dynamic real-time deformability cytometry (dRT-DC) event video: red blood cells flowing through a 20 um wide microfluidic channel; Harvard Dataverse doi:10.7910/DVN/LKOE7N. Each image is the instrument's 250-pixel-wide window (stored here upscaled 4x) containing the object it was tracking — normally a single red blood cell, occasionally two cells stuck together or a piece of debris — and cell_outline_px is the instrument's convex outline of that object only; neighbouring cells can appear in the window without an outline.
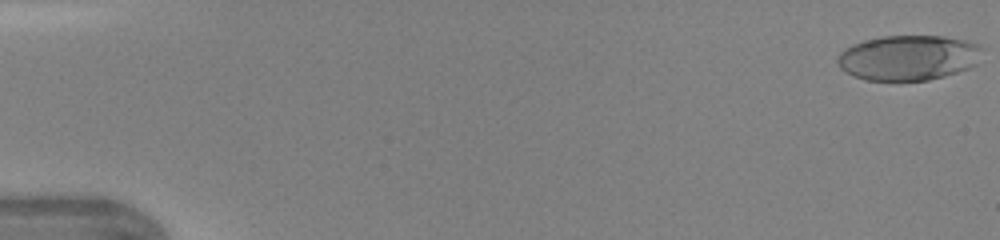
{"species": "human", "species_latin": "Homo sapiens", "temperature_condition": "warm", "stored_images_in_passage": 45, "camera_frame_rate_fps": 3000, "um_per_image_px": 0.085, "donor": {"sex": "female"}, "frame": {"image": 1, "passage_image": 1, "time_ms": 0.0, "image_size_px": [1000, 240], "cell_outline_px": [[984, 48], [976, 64], [968, 68], [944, 76], [928, 80], [864, 80], [840, 68], [836, 64], [836, 60], [840, 52], [844, 48], [852, 44], [864, 40], [880, 36], [944, 36], [964, 40], [976, 44]], "centroid_in_image_um": [77.19, 4.89], "position_along_channel_um": 7.8, "area_um2": 38.09}}
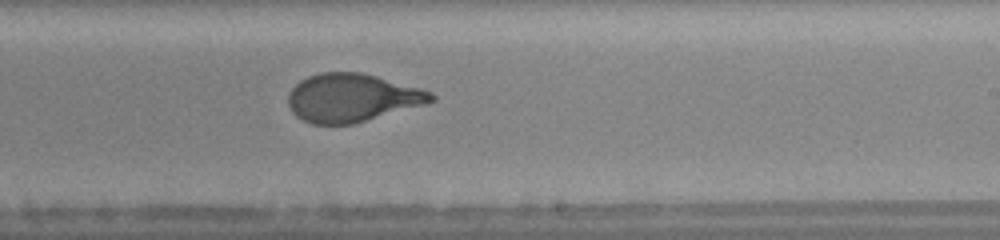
{"frame": {"image": 2, "passage_image": 28, "time_ms": 9.0, "image_size_px": [1000, 240], "cell_outline_px": [[436, 100], [428, 104], [352, 124], [312, 124], [296, 116], [292, 112], [288, 104], [288, 92], [300, 80], [308, 76], [320, 72], [360, 72], [376, 76], [420, 88], [432, 92], [436, 96]], "centroid_in_image_um": [29.94, 8.31], "position_along_channel_um": 259.1, "area_um2": 40.29}}
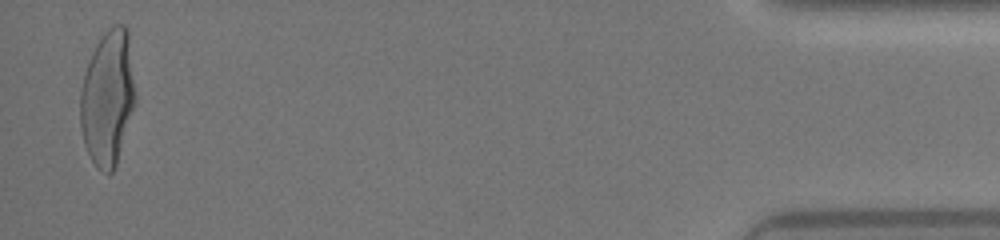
{"frame": {"image": 3, "passage_image": 44, "time_ms": 14.333, "image_size_px": [1000, 240], "cell_outline_px": [[136, 100], [116, 164], [112, 172], [108, 176], [96, 168], [84, 144], [80, 128], [80, 92], [84, 76], [92, 52], [96, 44], [104, 32], [112, 24], [124, 24], [128, 28], [136, 96]], "centroid_in_image_um": [9.16, 8.31], "position_along_channel_um": 426.0, "area_um2": 43.58}}